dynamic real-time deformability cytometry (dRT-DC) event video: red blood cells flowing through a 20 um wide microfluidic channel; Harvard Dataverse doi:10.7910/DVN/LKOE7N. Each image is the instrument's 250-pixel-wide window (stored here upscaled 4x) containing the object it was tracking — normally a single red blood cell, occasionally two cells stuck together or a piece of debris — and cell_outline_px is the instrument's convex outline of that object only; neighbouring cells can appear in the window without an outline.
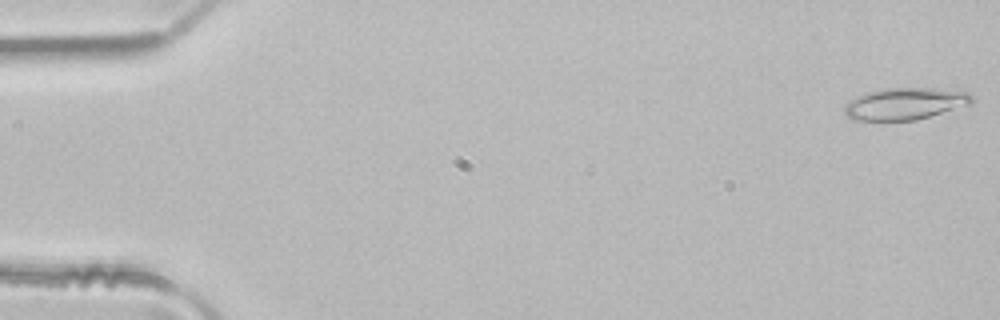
{"species": "common noctule bat (a hibernating species)", "species_latin": "Nyctalus noctula", "temperature_condition": "room temperature", "stored_images_in_passage": 11, "camera_frame_rate_fps": 3000, "um_per_image_px": 0.085, "animal": {"sex": "male", "body_mass_g": 21.5, "forearm_length_mm": 52.0}, "frame": {"image": 1, "passage_image": 1, "time_ms": 0.0, "image_size_px": [1000, 320], "cell_outline_px": [[972, 104], [916, 120], [852, 120], [844, 112], [844, 104], [848, 100], [864, 92], [880, 88], [936, 88], [968, 92], [972, 96]], "centroid_in_image_um": [76.89, 8.8], "position_along_channel_um": 8.1, "area_um2": 23.93}}